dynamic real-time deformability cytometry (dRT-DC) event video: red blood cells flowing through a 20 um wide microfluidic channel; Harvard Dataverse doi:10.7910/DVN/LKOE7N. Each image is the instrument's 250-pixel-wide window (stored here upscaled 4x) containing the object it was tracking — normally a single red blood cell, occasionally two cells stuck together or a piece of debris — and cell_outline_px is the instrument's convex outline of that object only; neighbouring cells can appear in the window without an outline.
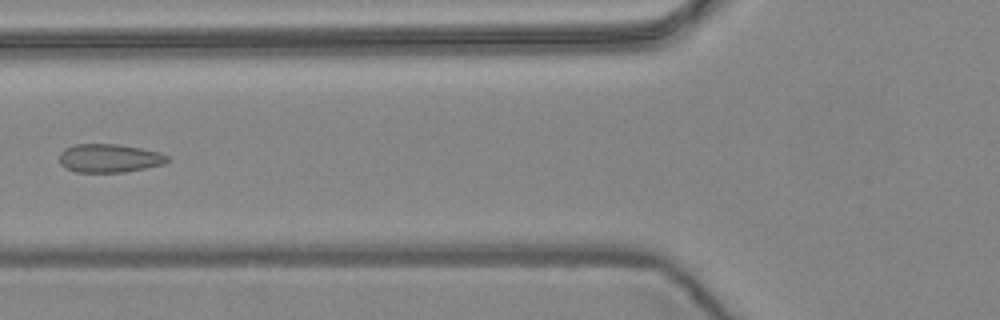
{"species": "common noctule bat (a hibernating species)", "species_latin": "Nyctalus noctula", "temperature_condition": "warm", "stored_images_in_passage": 7, "camera_frame_rate_fps": 3000, "um_per_image_px": 0.085, "animal": {"sex": "female", "body_mass_g": 24.6, "forearm_length_mm": 56.2}, "frame": {"image": 1, "passage_image": 7, "time_ms": 2.0, "image_size_px": [1000, 320], "cell_outline_px": [[168, 160], [164, 164], [124, 172], [76, 172], [64, 168], [60, 164], [60, 152], [64, 148], [76, 144], [120, 144], [160, 152], [168, 156]], "centroid_in_image_um": [9.26, 13.44], "position_along_channel_um": 116.5, "area_um2": 17.98}}